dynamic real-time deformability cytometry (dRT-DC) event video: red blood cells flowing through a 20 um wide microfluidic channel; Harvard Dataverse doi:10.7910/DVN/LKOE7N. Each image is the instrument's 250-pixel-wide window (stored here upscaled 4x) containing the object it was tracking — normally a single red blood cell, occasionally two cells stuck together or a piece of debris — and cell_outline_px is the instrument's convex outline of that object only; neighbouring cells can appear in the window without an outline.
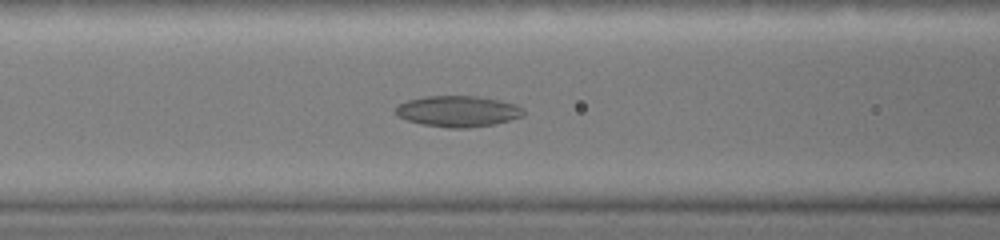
{"species": "common noctule bat (a hibernating species)", "species_latin": "Nyctalus noctula", "temperature_condition": "warm", "stored_images_in_passage": 5, "camera_frame_rate_fps": 3000, "um_per_image_px": 0.085, "animal": {"sex": "female", "body_mass_g": 19.0, "forearm_length_mm": 51.5}, "frame": {"image": 1, "passage_image": 4, "time_ms": 1.0, "image_size_px": [1000, 240], "cell_outline_px": [[524, 116], [496, 124], [468, 128], [448, 128], [424, 124], [408, 120], [400, 116], [396, 112], [396, 108], [400, 104], [408, 100], [424, 96], [476, 96], [500, 100], [516, 104], [524, 108]], "centroid_in_image_um": [38.99, 9.46], "position_along_channel_um": 127.6, "area_um2": 23.06}}